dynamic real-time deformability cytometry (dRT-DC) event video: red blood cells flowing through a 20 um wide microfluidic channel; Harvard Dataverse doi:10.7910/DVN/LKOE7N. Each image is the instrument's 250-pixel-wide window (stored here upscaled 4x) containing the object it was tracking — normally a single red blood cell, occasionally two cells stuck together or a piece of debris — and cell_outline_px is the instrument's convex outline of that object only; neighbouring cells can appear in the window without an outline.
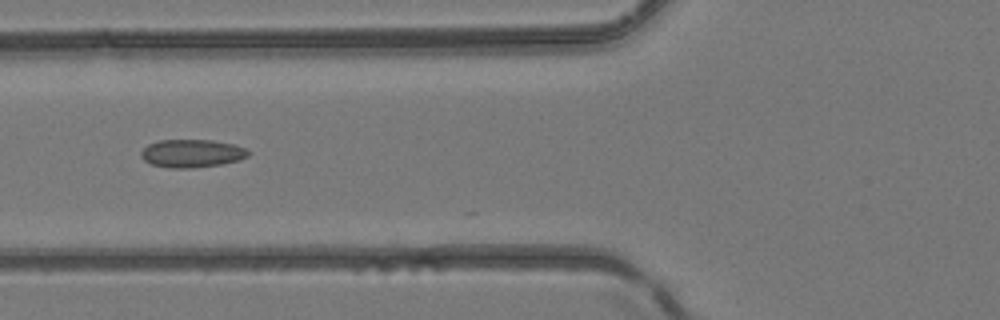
{"species": "common noctule bat (a hibernating species)", "species_latin": "Nyctalus noctula", "temperature_condition": "room temperature", "stored_images_in_passage": 6, "camera_frame_rate_fps": 3000, "um_per_image_px": 0.085, "animal": {"sex": "female", "body_mass_g": 24.6, "forearm_length_mm": 56.2}, "frame": {"image": 1, "passage_image": 6, "time_ms": 5.667, "image_size_px": [1000, 320], "cell_outline_px": [[252, 152], [248, 156], [240, 160], [220, 164], [192, 168], [168, 168], [148, 164], [140, 156], [140, 152], [148, 144], [160, 140], [212, 140], [232, 144], [244, 148]], "centroid_in_image_um": [16.28, 13.04], "position_along_channel_um": 109.5, "area_um2": 17.63}}